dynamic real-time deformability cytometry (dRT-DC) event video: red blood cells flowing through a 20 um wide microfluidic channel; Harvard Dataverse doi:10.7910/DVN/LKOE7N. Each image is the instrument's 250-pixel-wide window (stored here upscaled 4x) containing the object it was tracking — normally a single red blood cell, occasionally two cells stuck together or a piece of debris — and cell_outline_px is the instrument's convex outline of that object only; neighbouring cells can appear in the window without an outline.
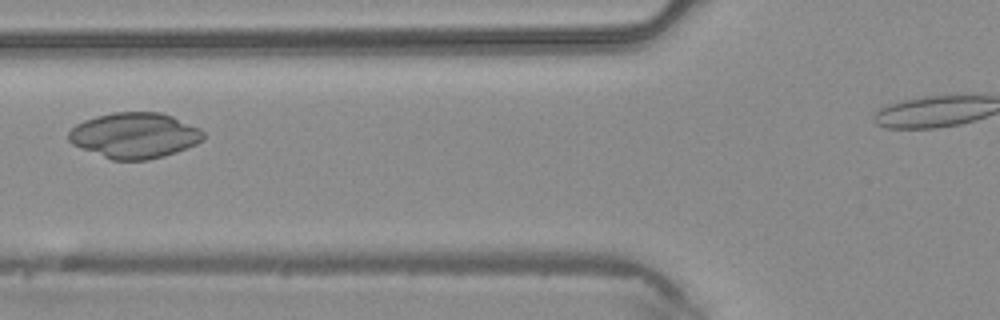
{"species": "common noctule bat (a hibernating species)", "species_latin": "Nyctalus noctula", "temperature_condition": "warm", "stored_images_in_passage": 32, "camera_frame_rate_fps": 3000, "um_per_image_px": 0.085, "animal": {"sex": "male", "body_mass_g": 20.4}, "frame": {"image": 1, "passage_image": 9, "time_ms": 2.667, "image_size_px": [1000, 320], "cell_outline_px": [[204, 140], [196, 144], [176, 152], [164, 156], [148, 160], [112, 160], [80, 148], [72, 144], [68, 140], [68, 132], [76, 124], [84, 120], [96, 116], [116, 112], [160, 112], [172, 116], [200, 128], [204, 132]], "centroid_in_image_um": [11.43, 11.51], "position_along_channel_um": 114.4, "area_um2": 35.89}}
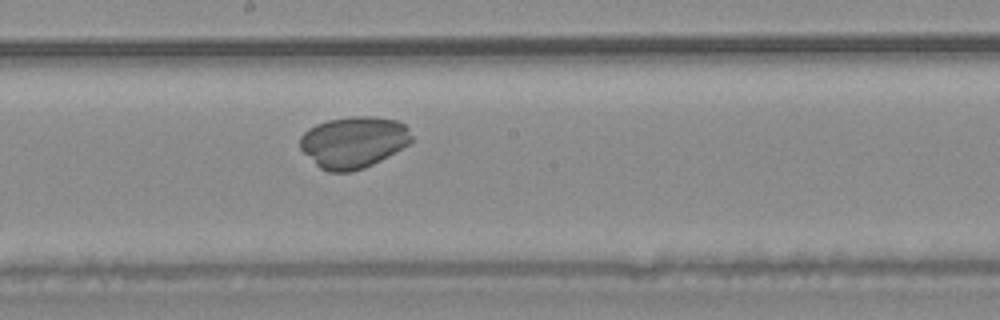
{"frame": {"image": 2, "passage_image": 16, "time_ms": 5.0, "image_size_px": [1000, 320], "cell_outline_px": [[412, 140], [408, 144], [388, 156], [364, 168], [348, 172], [328, 172], [320, 168], [300, 148], [300, 136], [308, 128], [316, 124], [328, 120], [352, 116], [372, 116], [396, 120], [404, 124], [408, 128], [412, 136]], "centroid_in_image_um": [30.04, 12.07], "position_along_channel_um": 218.2, "area_um2": 33.35}}
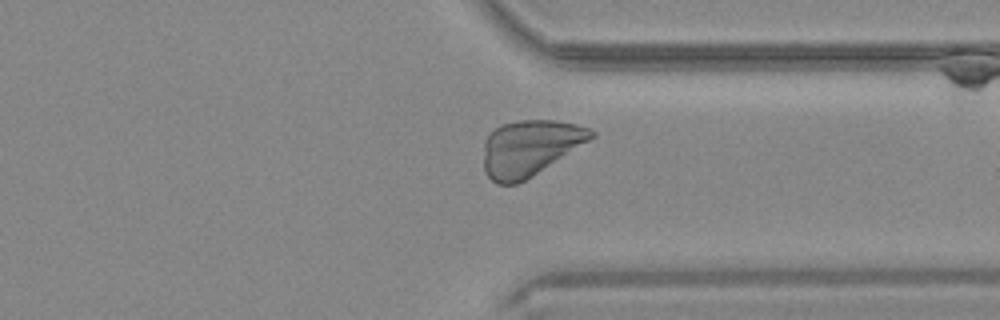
{"frame": {"image": 3, "passage_image": 26, "time_ms": 8.333, "image_size_px": [1000, 320], "cell_outline_px": [[596, 136], [532, 176], [516, 184], [496, 184], [484, 172], [484, 140], [500, 124], [520, 120], [556, 120], [576, 124], [588, 128], [596, 132]], "centroid_in_image_um": [45.02, 12.56], "position_along_channel_um": 366.4, "area_um2": 34.8}}